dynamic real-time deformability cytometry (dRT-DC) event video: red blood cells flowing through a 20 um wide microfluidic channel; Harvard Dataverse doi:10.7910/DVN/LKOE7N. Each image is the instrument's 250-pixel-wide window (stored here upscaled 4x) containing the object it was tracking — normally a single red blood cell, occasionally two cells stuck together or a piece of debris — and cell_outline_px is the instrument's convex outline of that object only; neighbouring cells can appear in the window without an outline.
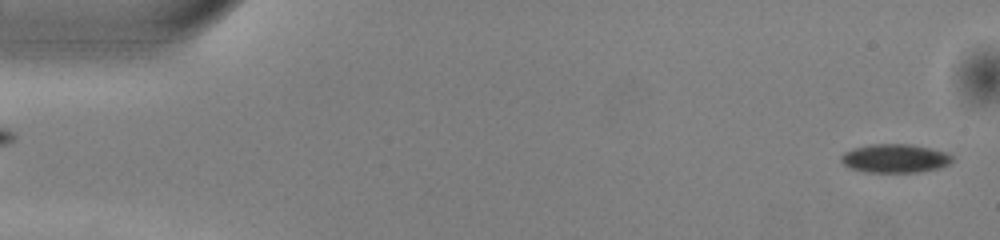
{"species": "common noctule bat (a hibernating species)", "species_latin": "Nyctalus noctula", "temperature_condition": "warm", "stored_images_in_passage": 51, "camera_frame_rate_fps": 3000, "um_per_image_px": 0.085, "animal": {"sex": "male", "body_mass_g": 13.0, "forearm_length_mm": 53.1}, "frame": {"image": 1, "passage_image": 2, "time_ms": 0.333, "image_size_px": [1000, 240], "cell_outline_px": [[952, 160], [948, 164], [940, 168], [920, 172], [864, 172], [848, 168], [840, 160], [840, 156], [844, 152], [852, 148], [872, 144], [912, 144], [932, 148], [948, 152], [952, 156]], "centroid_in_image_um": [76.07, 13.46], "position_along_channel_um": 8.9, "area_um2": 18.84}}
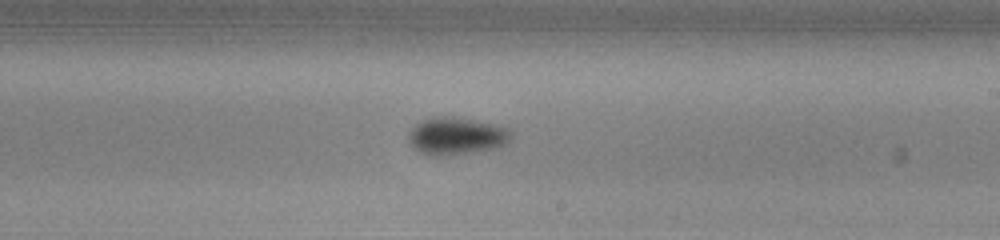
{"frame": {"image": 2, "passage_image": 30, "time_ms": 9.667, "image_size_px": [1000, 240], "cell_outline_px": [[512, 136], [500, 148], [472, 152], [440, 156], [432, 156], [420, 152], [408, 140], [408, 132], [416, 124], [432, 116], [452, 116], [500, 124], [508, 128], [512, 132]], "centroid_in_image_um": [38.83, 11.54], "position_along_channel_um": 250.2, "area_um2": 22.6}}
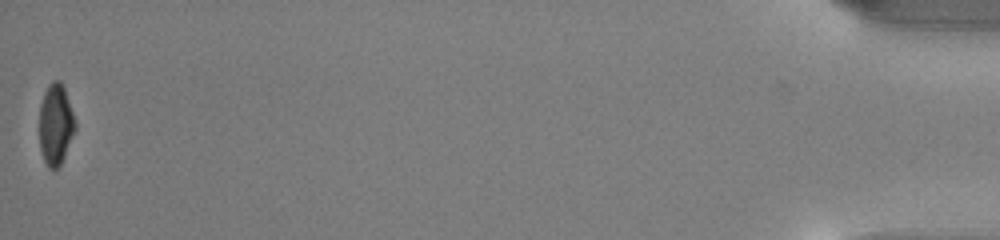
{"frame": {"image": 3, "passage_image": 51, "time_ms": 16.667, "image_size_px": [1000, 240], "cell_outline_px": [[76, 128], [64, 156], [60, 164], [56, 168], [48, 168], [44, 160], [40, 148], [40, 104], [44, 92], [48, 84], [52, 80], [60, 80], [64, 88], [76, 120]], "centroid_in_image_um": [4.73, 10.54], "position_along_channel_um": 430.5, "area_um2": 16.82}, "authors_computed_cell_mechanics": {"area_um2": 19.5364, "velocity_mm_per_s": 4.0449, "shape_relaxation_time_tau1_ms": 2.9747, "shape_relaxation_time_tau2_ms": null, "deformation_change_tau1": 0.107, "deformation_change_tau2": null}}